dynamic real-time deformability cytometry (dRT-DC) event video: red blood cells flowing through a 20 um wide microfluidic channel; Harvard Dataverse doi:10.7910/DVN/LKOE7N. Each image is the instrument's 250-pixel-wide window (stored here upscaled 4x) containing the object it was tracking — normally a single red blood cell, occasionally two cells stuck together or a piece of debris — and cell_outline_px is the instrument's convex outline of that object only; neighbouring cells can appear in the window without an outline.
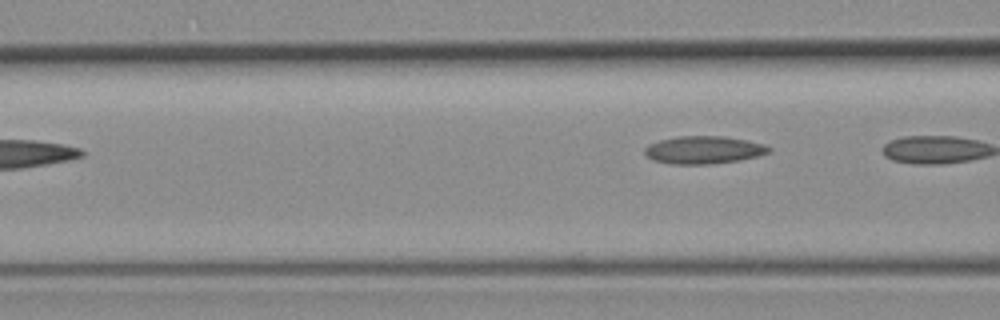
{"species": "common noctule bat (a hibernating species)", "species_latin": "Nyctalus noctula", "temperature_condition": "room temperature", "stored_images_in_passage": 4, "camera_frame_rate_fps": 3000, "um_per_image_px": 0.085, "animal": {"sex": "female", "body_mass_g": 19.3, "forearm_length_mm": 54.1}, "frame": {"image": 1, "passage_image": 4, "time_ms": 4.0, "image_size_px": [1000, 320], "cell_outline_px": [[772, 148], [768, 152], [756, 156], [740, 160], [708, 164], [672, 164], [652, 160], [644, 152], [644, 148], [648, 144], [660, 140], [680, 136], [724, 136], [748, 140], [764, 144]], "centroid_in_image_um": [59.8, 12.74], "position_along_channel_um": 106.8, "area_um2": 20.0}}